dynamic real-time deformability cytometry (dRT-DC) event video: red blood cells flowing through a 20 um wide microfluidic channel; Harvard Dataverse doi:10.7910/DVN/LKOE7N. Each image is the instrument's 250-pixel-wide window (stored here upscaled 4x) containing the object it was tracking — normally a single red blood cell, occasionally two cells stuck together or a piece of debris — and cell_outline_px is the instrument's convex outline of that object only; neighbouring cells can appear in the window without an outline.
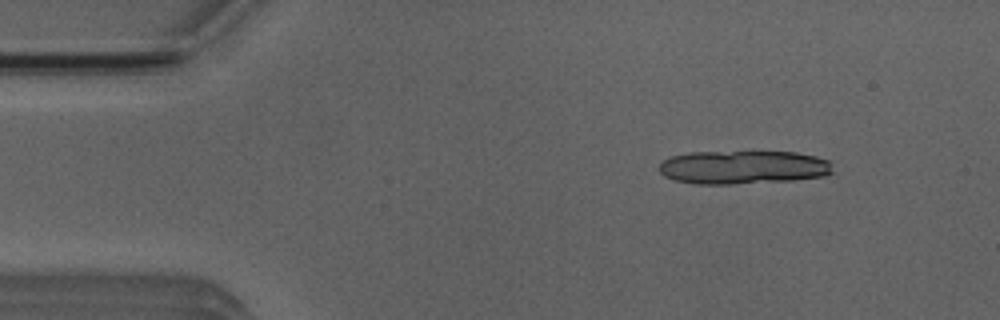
{"species": "Egyptian fruit bat (a non-hibernating species)", "species_latin": "Rousettus aegyptiacus", "temperature_condition": "room temperature", "stored_images_in_passage": 5, "camera_frame_rate_fps": 3000, "um_per_image_px": 0.085, "animal": {"sex": "male"}, "frame": {"image": 1, "passage_image": 2, "time_ms": 1.0, "image_size_px": [1000, 320], "cell_outline_px": [[832, 172], [824, 176], [792, 180], [732, 184], [696, 184], [672, 180], [664, 176], [660, 172], [660, 164], [664, 160], [672, 156], [692, 152], [796, 152], [816, 156], [828, 160]], "centroid_in_image_um": [63.14, 14.22], "position_along_channel_um": 21.9, "area_um2": 33.81}}